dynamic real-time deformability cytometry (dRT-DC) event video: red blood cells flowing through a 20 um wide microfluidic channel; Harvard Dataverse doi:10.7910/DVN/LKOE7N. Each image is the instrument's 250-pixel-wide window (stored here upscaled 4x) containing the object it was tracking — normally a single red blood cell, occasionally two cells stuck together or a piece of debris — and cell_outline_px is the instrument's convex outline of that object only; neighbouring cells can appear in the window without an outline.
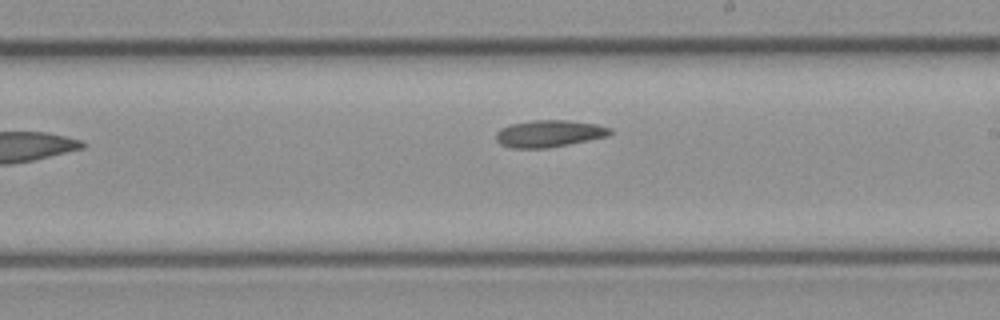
{"species": "common noctule bat (a hibernating species)", "species_latin": "Nyctalus noctula", "temperature_condition": "cold", "stored_images_in_passage": 11, "camera_frame_rate_fps": 3000, "um_per_image_px": 0.085, "animal": {"sex": "female", "body_mass_g": 21.9}, "frame": {"image": 1, "passage_image": 11, "time_ms": 3.333, "image_size_px": [1000, 320], "cell_outline_px": [[612, 132], [608, 136], [548, 148], [512, 148], [500, 144], [496, 140], [496, 132], [500, 128], [512, 124], [536, 120], [568, 120], [596, 124], [612, 128]], "centroid_in_image_um": [46.67, 11.35], "position_along_channel_um": 242.3, "area_um2": 17.86}}